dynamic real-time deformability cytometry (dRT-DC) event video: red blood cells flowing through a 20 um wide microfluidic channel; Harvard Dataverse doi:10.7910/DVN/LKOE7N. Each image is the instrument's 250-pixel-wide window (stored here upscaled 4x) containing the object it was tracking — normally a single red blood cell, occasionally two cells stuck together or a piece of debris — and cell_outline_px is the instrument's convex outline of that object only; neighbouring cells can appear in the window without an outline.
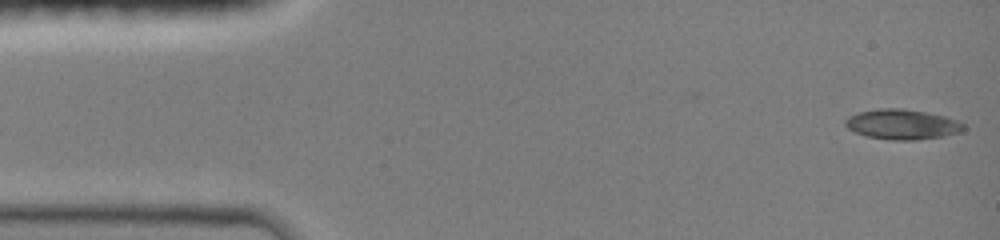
{"species": "common noctule bat (a hibernating species)", "species_latin": "Nyctalus noctula", "temperature_condition": "room temperature", "stored_images_in_passage": 46, "camera_frame_rate_fps": 3000, "um_per_image_px": 0.085, "animal": {"sex": "female", "body_mass_g": 19.0, "forearm_length_mm": 51.5}, "frame": {"image": 1, "passage_image": 1, "time_ms": 0.0, "image_size_px": [1000, 240], "cell_outline_px": [[964, 128], [960, 132], [944, 136], [916, 140], [888, 140], [864, 136], [848, 128], [844, 124], [844, 120], [848, 116], [860, 112], [876, 108], [904, 108], [928, 112], [944, 116], [956, 120], [964, 124]], "centroid_in_image_um": [76.66, 10.57], "position_along_channel_um": 8.3, "area_um2": 20.92}}
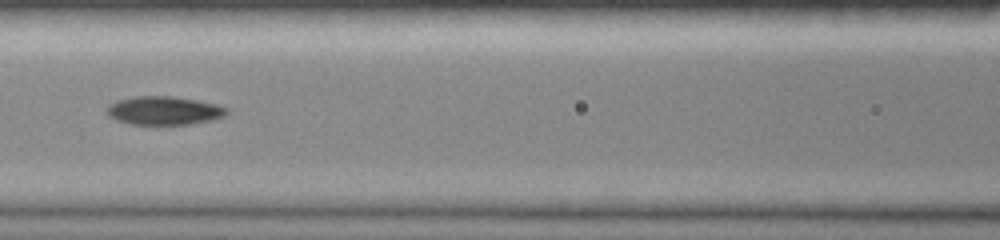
{"frame": {"image": 2, "passage_image": 20, "time_ms": 6.333, "image_size_px": [1000, 240], "cell_outline_px": [[228, 112], [224, 116], [212, 120], [192, 124], [132, 124], [116, 120], [108, 116], [108, 104], [116, 100], [136, 96], [172, 96], [196, 100], [216, 104], [228, 108]], "centroid_in_image_um": [13.94, 9.39], "position_along_channel_um": 152.7, "area_um2": 19.88}}
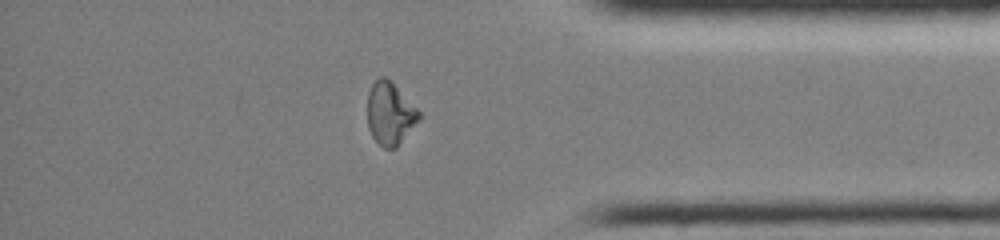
{"frame": {"image": 3, "passage_image": 39, "time_ms": 12.667, "image_size_px": [1000, 240], "cell_outline_px": [[420, 120], [396, 148], [384, 148], [372, 136], [368, 128], [368, 92], [372, 84], [380, 76], [384, 76], [392, 80], [420, 112]], "centroid_in_image_um": [33.16, 9.63], "position_along_channel_um": 402.0, "area_um2": 18.9}, "authors_computed_cell_mechanics": {"area_um2": 19.6231, "velocity_mm_per_s": 4.0818, "shape_relaxation_time_tau1_ms": null, "shape_relaxation_time_tau2_ms": 6.8638, "deformation_change_tau1": null, "deformation_change_tau2": 0.1126}}